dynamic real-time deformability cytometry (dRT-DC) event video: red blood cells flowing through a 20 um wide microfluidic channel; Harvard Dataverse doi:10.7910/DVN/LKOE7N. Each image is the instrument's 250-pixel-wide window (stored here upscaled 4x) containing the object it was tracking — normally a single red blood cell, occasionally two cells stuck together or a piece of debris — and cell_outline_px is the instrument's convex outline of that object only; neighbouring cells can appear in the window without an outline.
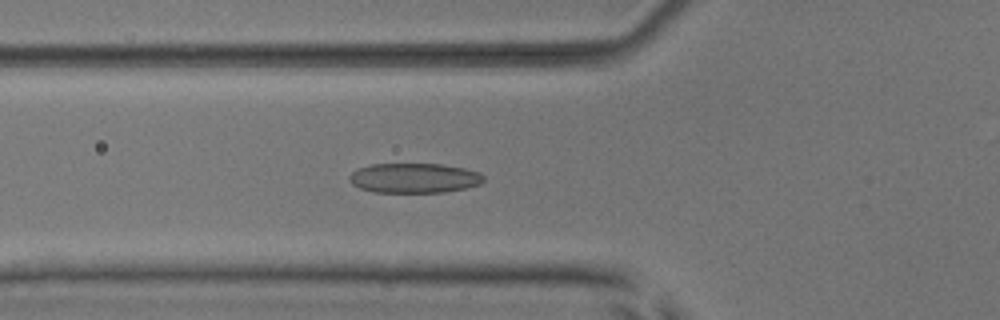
{"species": "common noctule bat (a hibernating species)", "species_latin": "Nyctalus noctula", "temperature_condition": "room temperature", "stored_images_in_passage": 31, "camera_frame_rate_fps": 3000, "um_per_image_px": 0.085, "animal": {"sex": "male", "body_mass_g": 17.9, "forearm_length_mm": 54.2}, "frame": {"image": 1, "passage_image": 9, "time_ms": 2.667, "image_size_px": [1000, 320], "cell_outline_px": [[484, 180], [480, 184], [468, 188], [444, 192], [372, 192], [360, 188], [352, 184], [348, 180], [348, 176], [356, 168], [372, 164], [440, 164], [464, 168], [480, 172], [484, 176]], "centroid_in_image_um": [35.19, 15.13], "position_along_channel_um": 90.6, "area_um2": 23.52}}
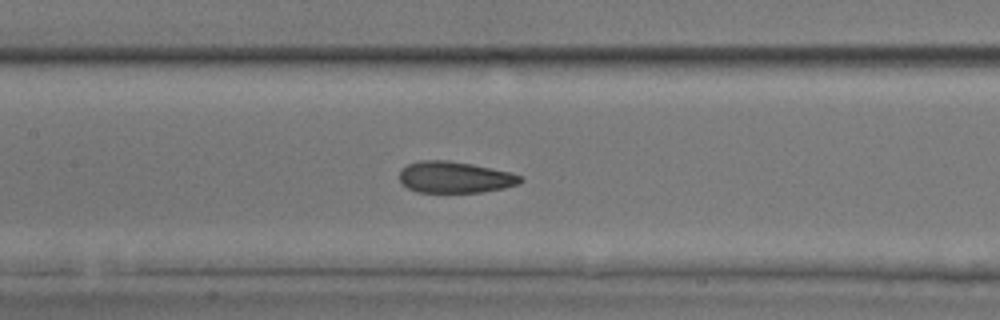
{"frame": {"image": 2, "passage_image": 15, "time_ms": 4.667, "image_size_px": [1000, 320], "cell_outline_px": [[524, 180], [520, 184], [504, 188], [484, 192], [416, 192], [408, 188], [400, 180], [400, 168], [408, 164], [420, 160], [448, 160], [472, 164], [512, 172], [524, 176]], "centroid_in_image_um": [38.71, 15.06], "position_along_channel_um": 168.7, "area_um2": 22.43}}
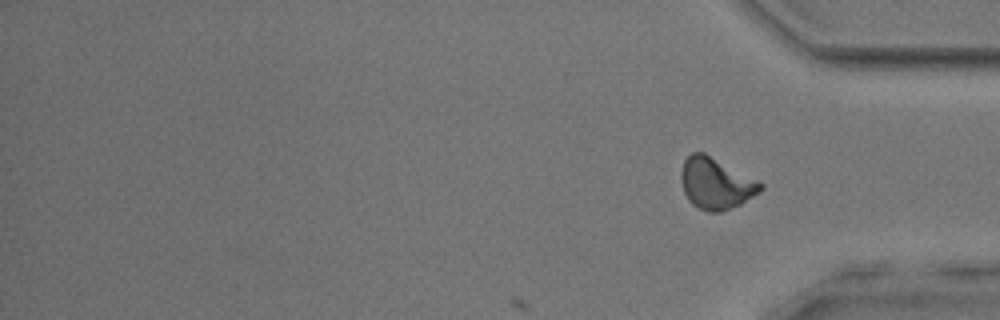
{"frame": {"image": 3, "passage_image": 31, "time_ms": 10.0, "image_size_px": [1000, 320], "cell_outline_px": [[764, 188], [760, 192], [740, 204], [720, 212], [708, 212], [692, 204], [688, 200], [684, 192], [680, 180], [680, 172], [684, 160], [692, 152], [704, 152], [764, 184]], "centroid_in_image_um": [60.82, 15.59], "position_along_channel_um": 374.4, "area_um2": 23.64}, "authors_computed_cell_mechanics": {"area_um2": 22.6576, "velocity_mm_per_s": 3.8969, "shape_relaxation_time_tau1_ms": 6.959, "shape_relaxation_time_tau2_ms": 2.0424, "deformation_change_tau1": 0.2034, "deformation_change_tau2": 0.1005}}